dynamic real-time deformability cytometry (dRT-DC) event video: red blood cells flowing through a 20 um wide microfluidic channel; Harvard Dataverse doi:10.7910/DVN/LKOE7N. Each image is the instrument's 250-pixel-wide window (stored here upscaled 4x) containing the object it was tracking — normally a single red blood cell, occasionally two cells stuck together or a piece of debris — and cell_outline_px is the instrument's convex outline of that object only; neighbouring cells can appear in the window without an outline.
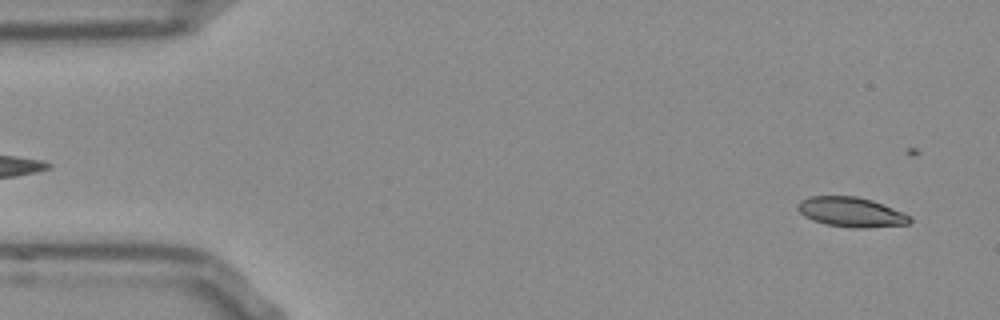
{"species": "Egyptian fruit bat (a non-hibernating species)", "species_latin": "Rousettus aegyptiacus", "temperature_condition": "room temperature", "stored_images_in_passage": 15, "camera_frame_rate_fps": 3000, "um_per_image_px": 0.085, "frame": {"image": 1, "passage_image": 2, "time_ms": 0.333, "image_size_px": [1000, 320], "cell_outline_px": [[912, 220], [908, 224], [864, 228], [860, 228], [828, 224], [812, 220], [804, 216], [796, 208], [800, 200], [808, 196], [856, 196], [872, 200], [904, 212], [912, 216]], "centroid_in_image_um": [72.36, 18.01], "position_along_channel_um": 12.6, "area_um2": 19.42}}
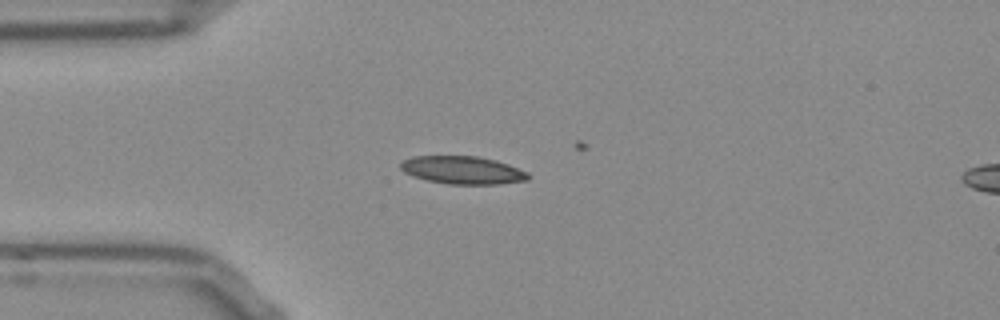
{"frame": {"image": 2, "passage_image": 12, "time_ms": 3.667, "image_size_px": [1000, 320], "cell_outline_px": [[528, 180], [496, 184], [448, 184], [428, 180], [404, 172], [400, 168], [400, 164], [404, 160], [412, 156], [476, 156], [496, 160], [508, 164], [528, 172]], "centroid_in_image_um": [39.33, 14.45], "position_along_channel_um": 45.7, "area_um2": 20.52}}